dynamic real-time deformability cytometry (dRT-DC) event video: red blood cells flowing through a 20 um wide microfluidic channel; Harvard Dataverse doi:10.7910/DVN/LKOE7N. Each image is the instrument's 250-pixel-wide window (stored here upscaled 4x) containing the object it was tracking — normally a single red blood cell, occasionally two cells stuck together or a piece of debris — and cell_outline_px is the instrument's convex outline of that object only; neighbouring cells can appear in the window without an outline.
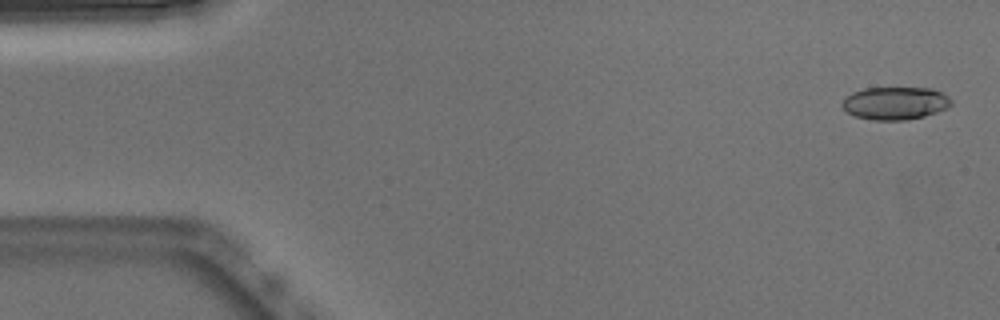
{"species": "Egyptian fruit bat (a non-hibernating species)", "species_latin": "Rousettus aegyptiacus", "temperature_condition": "warm", "stored_images_in_passage": 52, "camera_frame_rate_fps": 3000, "um_per_image_px": 0.085, "animal": {"sex": "male"}, "frame": {"image": 1, "passage_image": 2, "time_ms": 0.333, "image_size_px": [1000, 320], "cell_outline_px": [[952, 104], [948, 108], [924, 116], [908, 120], [872, 120], [856, 116], [848, 112], [840, 104], [852, 92], [864, 88], [932, 88], [948, 96], [952, 100]], "centroid_in_image_um": [76.11, 8.77], "position_along_channel_um": 8.9, "area_um2": 20.81}}
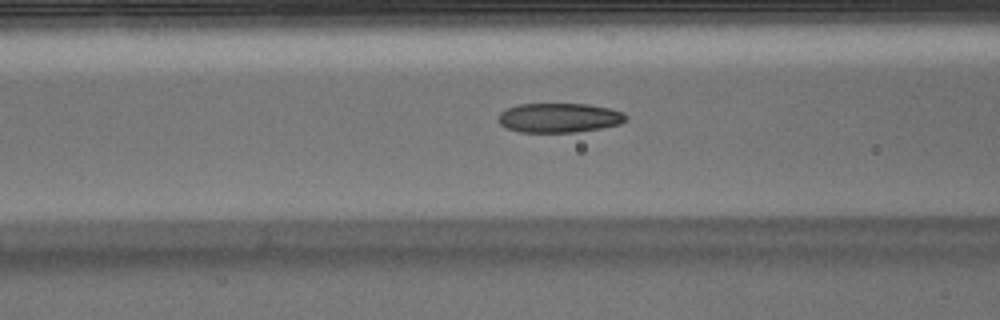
{"frame": {"image": 2, "passage_image": 20, "time_ms": 6.333, "image_size_px": [1000, 320], "cell_outline_px": [[628, 120], [620, 124], [600, 128], [576, 132], [520, 132], [504, 128], [496, 120], [500, 112], [516, 104], [588, 104], [608, 108], [624, 112], [628, 116]], "centroid_in_image_um": [47.51, 10.01], "position_along_channel_um": 119.1, "area_um2": 22.14}}
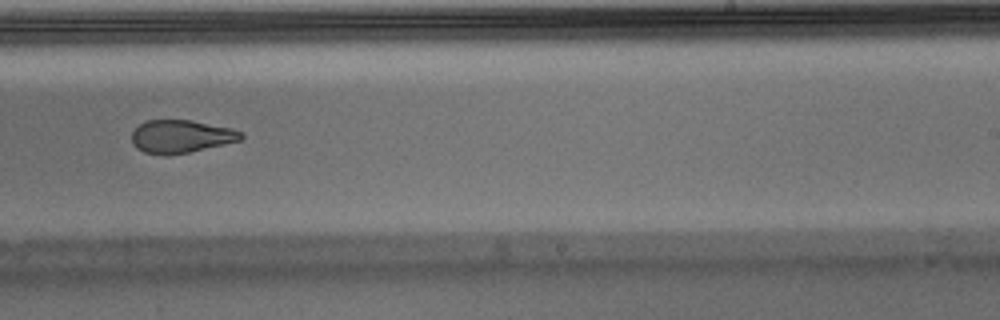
{"frame": {"image": 3, "passage_image": 32, "time_ms": 10.333, "image_size_px": [1000, 320], "cell_outline_px": [[244, 136], [240, 140], [224, 144], [188, 152], [168, 156], [164, 156], [144, 152], [136, 148], [132, 144], [132, 132], [140, 124], [148, 120], [192, 120], [232, 128], [244, 132]], "centroid_in_image_um": [15.38, 11.6], "position_along_channel_um": 273.6, "area_um2": 21.1}, "authors_computed_cell_mechanics": {"area_um2": 22.2241, "velocity_mm_per_s": 3.8659, "shape_relaxation_time_tau1_ms": 8.7145, "shape_relaxation_time_tau2_ms": 2.3741, "deformation_change_tau1": 0.2196, "deformation_change_tau2": 0.0885}}